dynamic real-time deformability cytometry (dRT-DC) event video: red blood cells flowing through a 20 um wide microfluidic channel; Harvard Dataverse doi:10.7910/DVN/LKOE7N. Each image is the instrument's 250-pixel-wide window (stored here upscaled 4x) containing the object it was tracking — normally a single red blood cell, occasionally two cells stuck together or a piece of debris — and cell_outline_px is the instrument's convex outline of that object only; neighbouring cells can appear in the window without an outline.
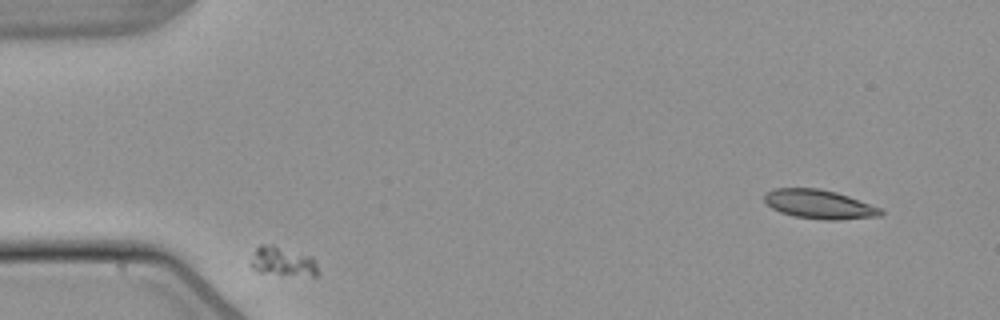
{"species": "common noctule bat (a hibernating species)", "species_latin": "Nyctalus noctula", "temperature_condition": "warm", "stored_images_in_passage": 34, "camera_frame_rate_fps": 3000, "um_per_image_px": 0.085, "animal": {"sex": "male", "body_mass_g": 21.5, "forearm_length_mm": 52.0}, "frame": {"image": 1, "passage_image": 2, "time_ms": 0.333, "image_size_px": [1000, 320], "cell_outline_px": [[316, 276], [312, 276], [260, 272], [252, 268], [252, 260], [256, 248], [260, 244], [272, 244], [312, 256], [316, 264]], "centroid_in_image_um": [24.03, 22.2], "position_along_channel_um": 61.0, "area_um2": 11.16}}
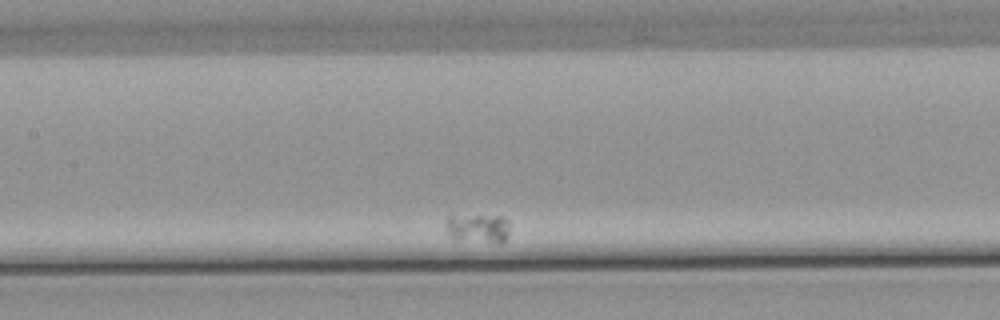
{"frame": {"image": 2, "passage_image": 14, "time_ms": 4.333, "image_size_px": [1000, 320], "cell_outline_px": [[508, 236], [500, 244], [452, 236], [448, 232], [448, 216], [504, 216], [508, 220]], "centroid_in_image_um": [40.75, 19.38], "position_along_channel_um": 166.7, "area_um2": 10.17}}
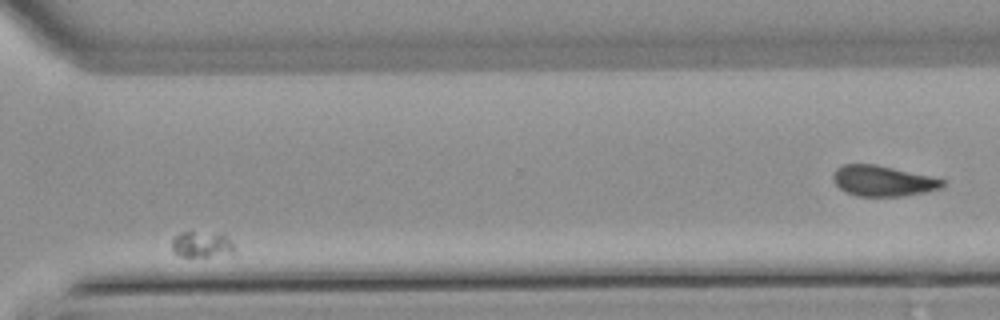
{"frame": {"image": 3, "passage_image": 33, "time_ms": 10.667, "image_size_px": [1000, 320], "cell_outline_px": [[236, 252], [232, 256], [180, 256], [172, 252], [172, 236], [188, 228], [224, 232], [228, 236], [236, 248]], "centroid_in_image_um": [17.2, 20.7], "position_along_channel_um": 353.4, "area_um2": 10.81}}